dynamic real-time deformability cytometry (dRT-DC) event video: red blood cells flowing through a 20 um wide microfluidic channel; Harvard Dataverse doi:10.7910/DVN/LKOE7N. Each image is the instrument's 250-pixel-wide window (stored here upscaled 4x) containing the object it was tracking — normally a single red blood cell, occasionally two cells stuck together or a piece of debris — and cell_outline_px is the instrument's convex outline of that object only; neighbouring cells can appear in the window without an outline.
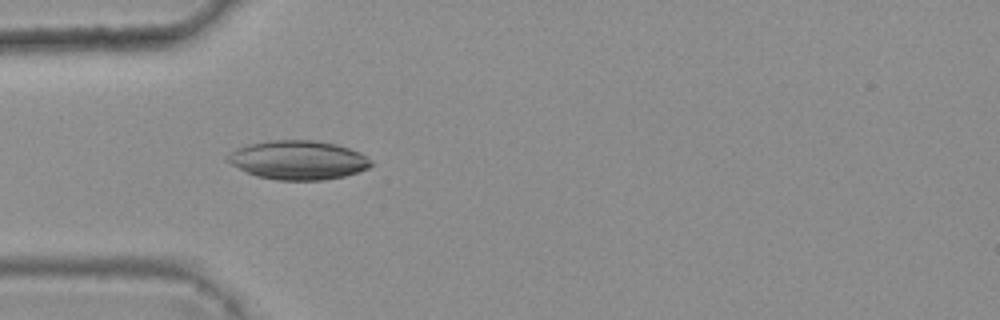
{"species": "common noctule bat (a hibernating species)", "species_latin": "Nyctalus noctula", "temperature_condition": "warm", "stored_images_in_passage": 6, "camera_frame_rate_fps": 3000, "um_per_image_px": 0.085, "animal": {"sex": "female", "body_mass_g": 25.1}, "frame": {"image": 1, "passage_image": 3, "time_ms": 0.667, "image_size_px": [1000, 320], "cell_outline_px": [[376, 164], [368, 168], [344, 176], [324, 180], [276, 180], [256, 176], [224, 160], [224, 156], [228, 152], [236, 148], [248, 144], [272, 140], [316, 140], [336, 144], [360, 152], [368, 156]], "centroid_in_image_um": [25.34, 13.6], "position_along_channel_um": 59.7, "area_um2": 32.89}}
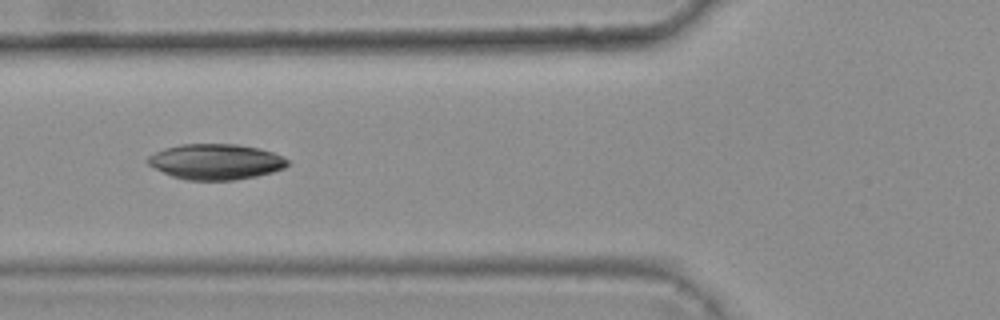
{"frame": {"image": 2, "passage_image": 4, "time_ms": 1.0, "image_size_px": [1000, 320], "cell_outline_px": [[288, 164], [284, 168], [272, 172], [256, 176], [236, 180], [184, 180], [172, 176], [148, 164], [144, 160], [148, 156], [164, 148], [180, 144], [236, 144], [260, 148], [272, 152], [288, 160]], "centroid_in_image_um": [18.32, 13.74], "position_along_channel_um": 107.5, "area_um2": 28.96}}
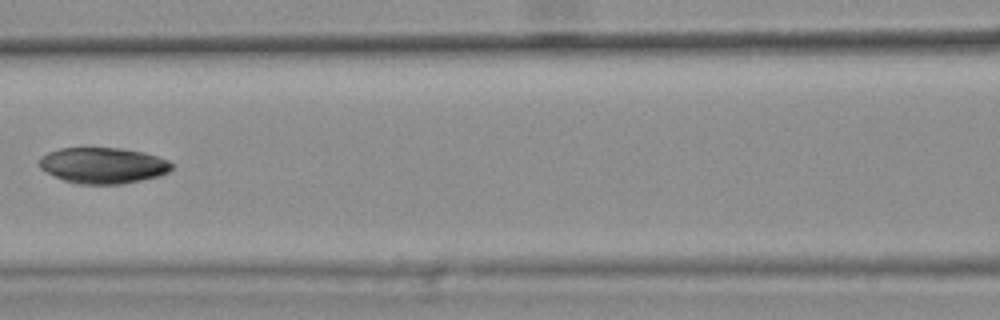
{"frame": {"image": 3, "passage_image": 5, "time_ms": 1.333, "image_size_px": [1000, 320], "cell_outline_px": [[176, 164], [168, 172], [156, 176], [124, 184], [76, 184], [64, 180], [40, 168], [40, 160], [48, 152], [60, 148], [120, 148], [144, 152], [168, 160]], "centroid_in_image_um": [8.8, 14.06], "position_along_channel_um": 157.8, "area_um2": 27.57}}